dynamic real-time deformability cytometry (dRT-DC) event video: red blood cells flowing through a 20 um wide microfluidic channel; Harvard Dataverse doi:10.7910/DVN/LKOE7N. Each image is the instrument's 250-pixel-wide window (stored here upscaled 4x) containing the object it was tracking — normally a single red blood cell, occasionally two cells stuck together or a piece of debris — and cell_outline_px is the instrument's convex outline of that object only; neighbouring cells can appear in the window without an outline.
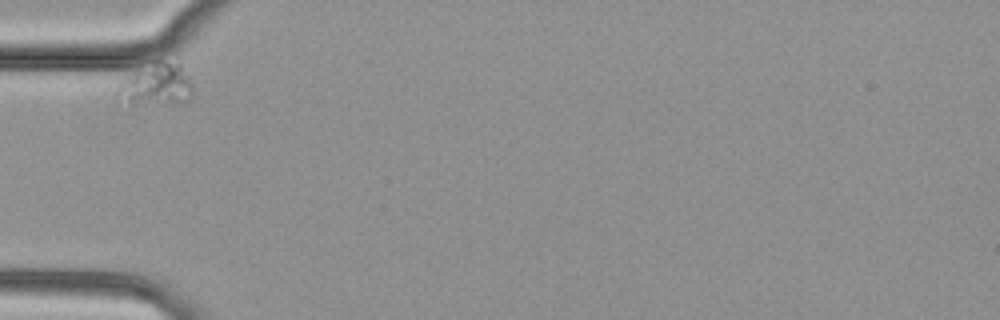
{"species": "common noctule bat (a hibernating species)", "species_latin": "Nyctalus noctula", "temperature_condition": "cold", "stored_images_in_passage": 2, "camera_frame_rate_fps": 3000, "um_per_image_px": 0.085, "animal": {"sex": "female", "body_mass_g": 29.2, "forearm_length_mm": 56.3}, "frame": {"image": 1, "passage_image": 1, "time_ms": 0.0, "image_size_px": [1000, 320], "cell_outline_px": [[192, 96], [188, 100], [180, 104], [160, 104], [116, 100], [120, 88], [144, 48], [176, 52], [180, 56], [192, 84]], "centroid_in_image_um": [13.36, 6.76], "position_along_channel_um": 71.6, "area_um2": 22.48}}